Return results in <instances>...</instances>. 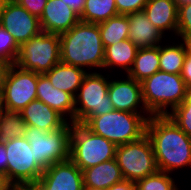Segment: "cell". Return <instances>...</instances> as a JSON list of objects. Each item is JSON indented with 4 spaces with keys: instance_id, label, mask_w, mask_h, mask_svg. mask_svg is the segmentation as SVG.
I'll return each mask as SVG.
<instances>
[{
    "instance_id": "cell-1",
    "label": "cell",
    "mask_w": 191,
    "mask_h": 190,
    "mask_svg": "<svg viewBox=\"0 0 191 190\" xmlns=\"http://www.w3.org/2000/svg\"><path fill=\"white\" fill-rule=\"evenodd\" d=\"M158 171L169 174L191 168V138L168 115H152L146 126Z\"/></svg>"
},
{
    "instance_id": "cell-2",
    "label": "cell",
    "mask_w": 191,
    "mask_h": 190,
    "mask_svg": "<svg viewBox=\"0 0 191 190\" xmlns=\"http://www.w3.org/2000/svg\"><path fill=\"white\" fill-rule=\"evenodd\" d=\"M59 36L62 63L79 67L86 72L103 70L104 47L98 24L79 21Z\"/></svg>"
},
{
    "instance_id": "cell-3",
    "label": "cell",
    "mask_w": 191,
    "mask_h": 190,
    "mask_svg": "<svg viewBox=\"0 0 191 190\" xmlns=\"http://www.w3.org/2000/svg\"><path fill=\"white\" fill-rule=\"evenodd\" d=\"M151 116L113 110L103 115L90 116L81 124L119 146L137 141L146 135L147 121Z\"/></svg>"
},
{
    "instance_id": "cell-4",
    "label": "cell",
    "mask_w": 191,
    "mask_h": 190,
    "mask_svg": "<svg viewBox=\"0 0 191 190\" xmlns=\"http://www.w3.org/2000/svg\"><path fill=\"white\" fill-rule=\"evenodd\" d=\"M141 86L144 105L151 115H168L190 90L180 74L162 71L145 78Z\"/></svg>"
},
{
    "instance_id": "cell-5",
    "label": "cell",
    "mask_w": 191,
    "mask_h": 190,
    "mask_svg": "<svg viewBox=\"0 0 191 190\" xmlns=\"http://www.w3.org/2000/svg\"><path fill=\"white\" fill-rule=\"evenodd\" d=\"M116 148L114 143L94 134L83 124H72L69 158L81 171L115 159Z\"/></svg>"
},
{
    "instance_id": "cell-6",
    "label": "cell",
    "mask_w": 191,
    "mask_h": 190,
    "mask_svg": "<svg viewBox=\"0 0 191 190\" xmlns=\"http://www.w3.org/2000/svg\"><path fill=\"white\" fill-rule=\"evenodd\" d=\"M71 122L60 129L45 132L34 126H26L25 138L30 143L34 160L45 170L54 163L69 159Z\"/></svg>"
},
{
    "instance_id": "cell-7",
    "label": "cell",
    "mask_w": 191,
    "mask_h": 190,
    "mask_svg": "<svg viewBox=\"0 0 191 190\" xmlns=\"http://www.w3.org/2000/svg\"><path fill=\"white\" fill-rule=\"evenodd\" d=\"M111 74L88 72L75 96L74 123H82L90 116H98L113 111L108 95Z\"/></svg>"
},
{
    "instance_id": "cell-8",
    "label": "cell",
    "mask_w": 191,
    "mask_h": 190,
    "mask_svg": "<svg viewBox=\"0 0 191 190\" xmlns=\"http://www.w3.org/2000/svg\"><path fill=\"white\" fill-rule=\"evenodd\" d=\"M60 62V36L41 31L20 46L15 64L21 69L45 74Z\"/></svg>"
},
{
    "instance_id": "cell-9",
    "label": "cell",
    "mask_w": 191,
    "mask_h": 190,
    "mask_svg": "<svg viewBox=\"0 0 191 190\" xmlns=\"http://www.w3.org/2000/svg\"><path fill=\"white\" fill-rule=\"evenodd\" d=\"M115 159L124 179L133 182L158 171L153 146L147 135L137 141L117 146Z\"/></svg>"
},
{
    "instance_id": "cell-10",
    "label": "cell",
    "mask_w": 191,
    "mask_h": 190,
    "mask_svg": "<svg viewBox=\"0 0 191 190\" xmlns=\"http://www.w3.org/2000/svg\"><path fill=\"white\" fill-rule=\"evenodd\" d=\"M8 157V180L14 186L37 183L44 169L34 160V153L25 137L5 142Z\"/></svg>"
},
{
    "instance_id": "cell-11",
    "label": "cell",
    "mask_w": 191,
    "mask_h": 190,
    "mask_svg": "<svg viewBox=\"0 0 191 190\" xmlns=\"http://www.w3.org/2000/svg\"><path fill=\"white\" fill-rule=\"evenodd\" d=\"M1 96L6 110L20 112L37 99V73L12 64Z\"/></svg>"
},
{
    "instance_id": "cell-12",
    "label": "cell",
    "mask_w": 191,
    "mask_h": 190,
    "mask_svg": "<svg viewBox=\"0 0 191 190\" xmlns=\"http://www.w3.org/2000/svg\"><path fill=\"white\" fill-rule=\"evenodd\" d=\"M0 25L13 36L19 46L42 31L40 19L15 0H0Z\"/></svg>"
},
{
    "instance_id": "cell-13",
    "label": "cell",
    "mask_w": 191,
    "mask_h": 190,
    "mask_svg": "<svg viewBox=\"0 0 191 190\" xmlns=\"http://www.w3.org/2000/svg\"><path fill=\"white\" fill-rule=\"evenodd\" d=\"M115 75L114 73L111 74L108 87V95L114 110L150 114L143 102L141 82L136 81L127 74L122 75V78ZM125 76L126 78H123Z\"/></svg>"
},
{
    "instance_id": "cell-14",
    "label": "cell",
    "mask_w": 191,
    "mask_h": 190,
    "mask_svg": "<svg viewBox=\"0 0 191 190\" xmlns=\"http://www.w3.org/2000/svg\"><path fill=\"white\" fill-rule=\"evenodd\" d=\"M43 190H82L83 174L69 158L45 169L37 182Z\"/></svg>"
},
{
    "instance_id": "cell-15",
    "label": "cell",
    "mask_w": 191,
    "mask_h": 190,
    "mask_svg": "<svg viewBox=\"0 0 191 190\" xmlns=\"http://www.w3.org/2000/svg\"><path fill=\"white\" fill-rule=\"evenodd\" d=\"M39 19L42 31L58 35L80 21L79 15L63 0H48Z\"/></svg>"
},
{
    "instance_id": "cell-16",
    "label": "cell",
    "mask_w": 191,
    "mask_h": 190,
    "mask_svg": "<svg viewBox=\"0 0 191 190\" xmlns=\"http://www.w3.org/2000/svg\"><path fill=\"white\" fill-rule=\"evenodd\" d=\"M37 100L43 101L67 122L74 123L75 97L54 87L45 74H37Z\"/></svg>"
},
{
    "instance_id": "cell-17",
    "label": "cell",
    "mask_w": 191,
    "mask_h": 190,
    "mask_svg": "<svg viewBox=\"0 0 191 190\" xmlns=\"http://www.w3.org/2000/svg\"><path fill=\"white\" fill-rule=\"evenodd\" d=\"M143 12L168 39L177 37L178 5L175 0H148Z\"/></svg>"
},
{
    "instance_id": "cell-18",
    "label": "cell",
    "mask_w": 191,
    "mask_h": 190,
    "mask_svg": "<svg viewBox=\"0 0 191 190\" xmlns=\"http://www.w3.org/2000/svg\"><path fill=\"white\" fill-rule=\"evenodd\" d=\"M127 17L129 21L128 39L138 49L159 46L167 40V37L151 23L143 11L127 14Z\"/></svg>"
},
{
    "instance_id": "cell-19",
    "label": "cell",
    "mask_w": 191,
    "mask_h": 190,
    "mask_svg": "<svg viewBox=\"0 0 191 190\" xmlns=\"http://www.w3.org/2000/svg\"><path fill=\"white\" fill-rule=\"evenodd\" d=\"M27 126H34L45 132L60 129L67 121L43 101L33 100L20 111Z\"/></svg>"
},
{
    "instance_id": "cell-20",
    "label": "cell",
    "mask_w": 191,
    "mask_h": 190,
    "mask_svg": "<svg viewBox=\"0 0 191 190\" xmlns=\"http://www.w3.org/2000/svg\"><path fill=\"white\" fill-rule=\"evenodd\" d=\"M82 174L84 187L90 188L108 189L115 183L124 180L116 159L82 170Z\"/></svg>"
},
{
    "instance_id": "cell-21",
    "label": "cell",
    "mask_w": 191,
    "mask_h": 190,
    "mask_svg": "<svg viewBox=\"0 0 191 190\" xmlns=\"http://www.w3.org/2000/svg\"><path fill=\"white\" fill-rule=\"evenodd\" d=\"M137 51L138 48L129 39L107 46L104 49V71L102 72L108 69L110 74L114 71L117 74L115 70L117 68L124 71L123 75L127 74L133 65Z\"/></svg>"
},
{
    "instance_id": "cell-22",
    "label": "cell",
    "mask_w": 191,
    "mask_h": 190,
    "mask_svg": "<svg viewBox=\"0 0 191 190\" xmlns=\"http://www.w3.org/2000/svg\"><path fill=\"white\" fill-rule=\"evenodd\" d=\"M87 73L88 72L79 67L68 65L60 61L46 72L45 75L54 87L70 93L75 97Z\"/></svg>"
},
{
    "instance_id": "cell-23",
    "label": "cell",
    "mask_w": 191,
    "mask_h": 190,
    "mask_svg": "<svg viewBox=\"0 0 191 190\" xmlns=\"http://www.w3.org/2000/svg\"><path fill=\"white\" fill-rule=\"evenodd\" d=\"M174 40V38H171V40L169 38L170 44L167 42L165 45L162 42L159 45V69L162 72L181 74L188 50L184 40H178L177 38L176 41Z\"/></svg>"
},
{
    "instance_id": "cell-24",
    "label": "cell",
    "mask_w": 191,
    "mask_h": 190,
    "mask_svg": "<svg viewBox=\"0 0 191 190\" xmlns=\"http://www.w3.org/2000/svg\"><path fill=\"white\" fill-rule=\"evenodd\" d=\"M159 69V46L138 49L128 76L142 82Z\"/></svg>"
},
{
    "instance_id": "cell-25",
    "label": "cell",
    "mask_w": 191,
    "mask_h": 190,
    "mask_svg": "<svg viewBox=\"0 0 191 190\" xmlns=\"http://www.w3.org/2000/svg\"><path fill=\"white\" fill-rule=\"evenodd\" d=\"M104 49L107 46L128 39L129 21L127 15L118 14L98 24Z\"/></svg>"
},
{
    "instance_id": "cell-26",
    "label": "cell",
    "mask_w": 191,
    "mask_h": 190,
    "mask_svg": "<svg viewBox=\"0 0 191 190\" xmlns=\"http://www.w3.org/2000/svg\"><path fill=\"white\" fill-rule=\"evenodd\" d=\"M118 15L115 0H86L80 21L99 24Z\"/></svg>"
},
{
    "instance_id": "cell-27",
    "label": "cell",
    "mask_w": 191,
    "mask_h": 190,
    "mask_svg": "<svg viewBox=\"0 0 191 190\" xmlns=\"http://www.w3.org/2000/svg\"><path fill=\"white\" fill-rule=\"evenodd\" d=\"M26 126L20 112L5 109L0 118V141L25 137Z\"/></svg>"
},
{
    "instance_id": "cell-28",
    "label": "cell",
    "mask_w": 191,
    "mask_h": 190,
    "mask_svg": "<svg viewBox=\"0 0 191 190\" xmlns=\"http://www.w3.org/2000/svg\"><path fill=\"white\" fill-rule=\"evenodd\" d=\"M171 174L157 171L145 178L137 180L136 190H177L180 188ZM176 183V184H175Z\"/></svg>"
},
{
    "instance_id": "cell-29",
    "label": "cell",
    "mask_w": 191,
    "mask_h": 190,
    "mask_svg": "<svg viewBox=\"0 0 191 190\" xmlns=\"http://www.w3.org/2000/svg\"><path fill=\"white\" fill-rule=\"evenodd\" d=\"M168 116L191 138V90L181 104L169 112Z\"/></svg>"
},
{
    "instance_id": "cell-30",
    "label": "cell",
    "mask_w": 191,
    "mask_h": 190,
    "mask_svg": "<svg viewBox=\"0 0 191 190\" xmlns=\"http://www.w3.org/2000/svg\"><path fill=\"white\" fill-rule=\"evenodd\" d=\"M20 46L16 43L13 36L0 25V61L15 64Z\"/></svg>"
},
{
    "instance_id": "cell-31",
    "label": "cell",
    "mask_w": 191,
    "mask_h": 190,
    "mask_svg": "<svg viewBox=\"0 0 191 190\" xmlns=\"http://www.w3.org/2000/svg\"><path fill=\"white\" fill-rule=\"evenodd\" d=\"M177 39H191V3L178 6Z\"/></svg>"
},
{
    "instance_id": "cell-32",
    "label": "cell",
    "mask_w": 191,
    "mask_h": 190,
    "mask_svg": "<svg viewBox=\"0 0 191 190\" xmlns=\"http://www.w3.org/2000/svg\"><path fill=\"white\" fill-rule=\"evenodd\" d=\"M118 14L127 15L143 11L148 0H115Z\"/></svg>"
},
{
    "instance_id": "cell-33",
    "label": "cell",
    "mask_w": 191,
    "mask_h": 190,
    "mask_svg": "<svg viewBox=\"0 0 191 190\" xmlns=\"http://www.w3.org/2000/svg\"><path fill=\"white\" fill-rule=\"evenodd\" d=\"M30 14L40 18L48 0H15Z\"/></svg>"
},
{
    "instance_id": "cell-34",
    "label": "cell",
    "mask_w": 191,
    "mask_h": 190,
    "mask_svg": "<svg viewBox=\"0 0 191 190\" xmlns=\"http://www.w3.org/2000/svg\"><path fill=\"white\" fill-rule=\"evenodd\" d=\"M181 78L185 85L191 90V56L187 53L181 71Z\"/></svg>"
},
{
    "instance_id": "cell-35",
    "label": "cell",
    "mask_w": 191,
    "mask_h": 190,
    "mask_svg": "<svg viewBox=\"0 0 191 190\" xmlns=\"http://www.w3.org/2000/svg\"><path fill=\"white\" fill-rule=\"evenodd\" d=\"M0 171L5 173L8 178V157L5 142L0 141Z\"/></svg>"
},
{
    "instance_id": "cell-36",
    "label": "cell",
    "mask_w": 191,
    "mask_h": 190,
    "mask_svg": "<svg viewBox=\"0 0 191 190\" xmlns=\"http://www.w3.org/2000/svg\"><path fill=\"white\" fill-rule=\"evenodd\" d=\"M12 64L0 61V96L3 93V89L6 83V78Z\"/></svg>"
},
{
    "instance_id": "cell-37",
    "label": "cell",
    "mask_w": 191,
    "mask_h": 190,
    "mask_svg": "<svg viewBox=\"0 0 191 190\" xmlns=\"http://www.w3.org/2000/svg\"><path fill=\"white\" fill-rule=\"evenodd\" d=\"M106 190H136V183L130 180H122Z\"/></svg>"
},
{
    "instance_id": "cell-38",
    "label": "cell",
    "mask_w": 191,
    "mask_h": 190,
    "mask_svg": "<svg viewBox=\"0 0 191 190\" xmlns=\"http://www.w3.org/2000/svg\"><path fill=\"white\" fill-rule=\"evenodd\" d=\"M79 16L83 13L86 0H63Z\"/></svg>"
},
{
    "instance_id": "cell-39",
    "label": "cell",
    "mask_w": 191,
    "mask_h": 190,
    "mask_svg": "<svg viewBox=\"0 0 191 190\" xmlns=\"http://www.w3.org/2000/svg\"><path fill=\"white\" fill-rule=\"evenodd\" d=\"M12 190H43L38 183L18 184L12 187Z\"/></svg>"
},
{
    "instance_id": "cell-40",
    "label": "cell",
    "mask_w": 191,
    "mask_h": 190,
    "mask_svg": "<svg viewBox=\"0 0 191 190\" xmlns=\"http://www.w3.org/2000/svg\"><path fill=\"white\" fill-rule=\"evenodd\" d=\"M12 187L6 174L0 171V190H12Z\"/></svg>"
},
{
    "instance_id": "cell-41",
    "label": "cell",
    "mask_w": 191,
    "mask_h": 190,
    "mask_svg": "<svg viewBox=\"0 0 191 190\" xmlns=\"http://www.w3.org/2000/svg\"><path fill=\"white\" fill-rule=\"evenodd\" d=\"M184 42L187 46L188 54L191 56V39L185 40Z\"/></svg>"
},
{
    "instance_id": "cell-42",
    "label": "cell",
    "mask_w": 191,
    "mask_h": 190,
    "mask_svg": "<svg viewBox=\"0 0 191 190\" xmlns=\"http://www.w3.org/2000/svg\"><path fill=\"white\" fill-rule=\"evenodd\" d=\"M4 110H5L4 103L2 101V96H0V118Z\"/></svg>"
},
{
    "instance_id": "cell-43",
    "label": "cell",
    "mask_w": 191,
    "mask_h": 190,
    "mask_svg": "<svg viewBox=\"0 0 191 190\" xmlns=\"http://www.w3.org/2000/svg\"><path fill=\"white\" fill-rule=\"evenodd\" d=\"M175 2L177 3V5H182L185 3H191V0H175Z\"/></svg>"
},
{
    "instance_id": "cell-44",
    "label": "cell",
    "mask_w": 191,
    "mask_h": 190,
    "mask_svg": "<svg viewBox=\"0 0 191 190\" xmlns=\"http://www.w3.org/2000/svg\"><path fill=\"white\" fill-rule=\"evenodd\" d=\"M82 190H106V189H98V188H90V187H84Z\"/></svg>"
}]
</instances>
